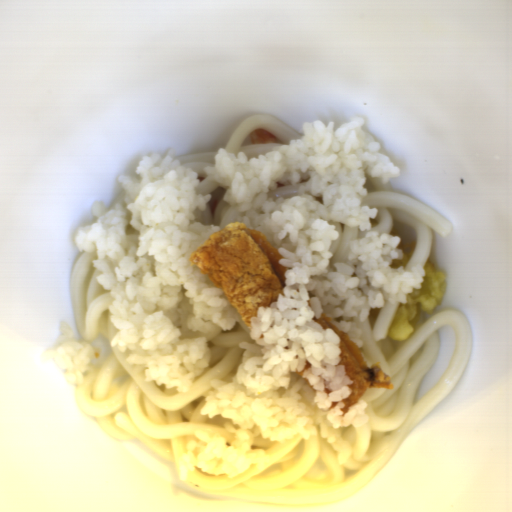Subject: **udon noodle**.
Here are the masks:
<instances>
[{
	"label": "udon noodle",
	"instance_id": "1",
	"mask_svg": "<svg viewBox=\"0 0 512 512\" xmlns=\"http://www.w3.org/2000/svg\"><path fill=\"white\" fill-rule=\"evenodd\" d=\"M96 252H82L75 260L70 292L76 331L82 342L92 344L99 335L110 353L99 364H89L81 384H75V402L83 414L119 441H139L172 468L179 488L202 498L271 504L326 505L346 500L380 471L410 430L445 401L460 381L470 359L473 339L470 323L456 308L436 310L417 319L410 338L394 340L388 332L399 303L384 302L369 308L368 316L353 327L362 333L358 348L366 365L379 364L393 388L367 387V423L340 426L351 453L340 463L326 438L292 436L282 442L256 435L251 450L269 456L262 472L253 464L234 478L200 470L180 480L179 460L194 440L195 431L216 437L229 446L235 434L223 427L224 417L201 415L212 380L232 382L246 349L240 342H254L243 320L230 331L217 328L206 337L209 365L185 392L145 379L126 356L111 346L119 331L111 319L112 297L99 283Z\"/></svg>",
	"mask_w": 512,
	"mask_h": 512
},
{
	"label": "udon noodle",
	"instance_id": "2",
	"mask_svg": "<svg viewBox=\"0 0 512 512\" xmlns=\"http://www.w3.org/2000/svg\"><path fill=\"white\" fill-rule=\"evenodd\" d=\"M363 188H366L367 196L362 198L360 206L377 210L374 219L369 220L371 228L360 231L357 226H347L331 220L329 224L339 231V235L329 247L332 254L329 269L335 271L336 263L349 262L353 241L362 240L371 232L390 235L393 230L400 231L404 242L417 241L408 265L403 268L404 271L411 272L415 266L424 269L431 255L434 234H440L444 238L451 236V223L413 197L393 193L389 182L383 183L380 178H373L370 175Z\"/></svg>",
	"mask_w": 512,
	"mask_h": 512
},
{
	"label": "udon noodle",
	"instance_id": "3",
	"mask_svg": "<svg viewBox=\"0 0 512 512\" xmlns=\"http://www.w3.org/2000/svg\"><path fill=\"white\" fill-rule=\"evenodd\" d=\"M258 128H264L275 135L279 141L278 144L251 145L248 134ZM302 137L273 116L252 115L236 127L223 150L236 157L239 152H243L249 159L257 158L259 155H266L267 152L288 145L291 140H299Z\"/></svg>",
	"mask_w": 512,
	"mask_h": 512
},
{
	"label": "udon noodle",
	"instance_id": "4",
	"mask_svg": "<svg viewBox=\"0 0 512 512\" xmlns=\"http://www.w3.org/2000/svg\"><path fill=\"white\" fill-rule=\"evenodd\" d=\"M218 152H203L177 157L181 166L190 167L199 178L197 195H209L205 210L200 214L199 222L206 226H220L227 202L223 199L226 187L215 181L208 180L206 166H213Z\"/></svg>",
	"mask_w": 512,
	"mask_h": 512
},
{
	"label": "udon noodle",
	"instance_id": "5",
	"mask_svg": "<svg viewBox=\"0 0 512 512\" xmlns=\"http://www.w3.org/2000/svg\"><path fill=\"white\" fill-rule=\"evenodd\" d=\"M125 198V190L117 197V199L112 203V205L109 207V208H114L116 207L119 203H121L123 201V199Z\"/></svg>",
	"mask_w": 512,
	"mask_h": 512
}]
</instances>
